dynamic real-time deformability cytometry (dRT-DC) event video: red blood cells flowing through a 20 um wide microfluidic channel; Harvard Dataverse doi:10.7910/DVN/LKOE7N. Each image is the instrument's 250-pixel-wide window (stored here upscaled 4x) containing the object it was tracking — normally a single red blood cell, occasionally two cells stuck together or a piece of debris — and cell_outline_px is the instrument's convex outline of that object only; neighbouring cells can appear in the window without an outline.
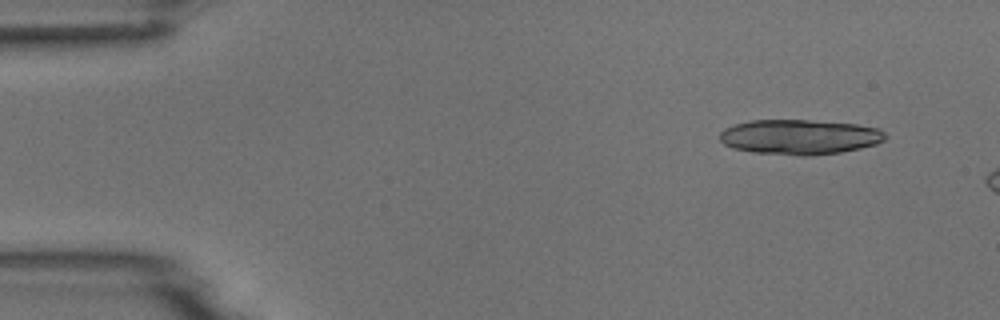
{"species": "common noctule bat (a hibernating species)", "species_latin": "Nyctalus noctula", "temperature_condition": "room temperature", "stored_images_in_passage": 4, "camera_frame_rate_fps": 3000, "um_per_image_px": 0.085, "animal": {"sex": "male", "body_mass_g": 18.8}, "frame": {"image": 1, "passage_image": 2, "time_ms": 1.0, "image_size_px": [1000, 320], "cell_outline_px": [[888, 136], [884, 140], [876, 144], [860, 148], [840, 152], [808, 156], [804, 156], [752, 152], [732, 148], [724, 144], [720, 140], [720, 132], [724, 128], [748, 120], [808, 120], [856, 124], [880, 128]], "centroid_in_image_um": [67.97, 11.64], "position_along_channel_um": 17.0, "area_um2": 33.87}}